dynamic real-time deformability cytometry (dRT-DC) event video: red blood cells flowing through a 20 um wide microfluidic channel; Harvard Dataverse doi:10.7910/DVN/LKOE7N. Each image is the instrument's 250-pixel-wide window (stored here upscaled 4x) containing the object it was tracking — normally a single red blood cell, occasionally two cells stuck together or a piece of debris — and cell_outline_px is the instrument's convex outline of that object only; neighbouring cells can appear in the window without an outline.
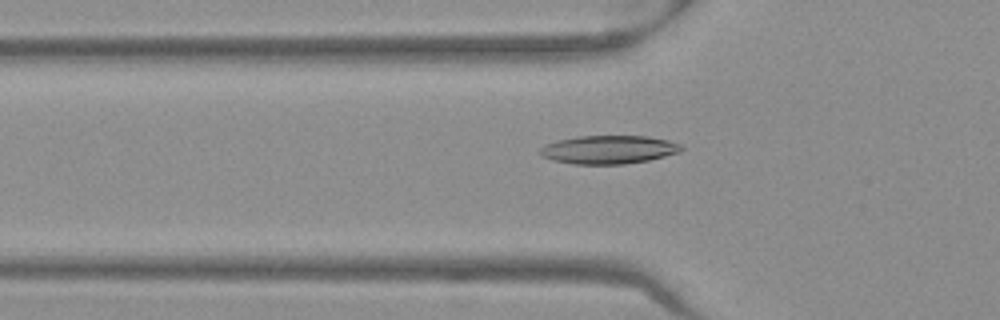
{"species": "Egyptian fruit bat (a non-hibernating species)", "species_latin": "Rousettus aegyptiacus", "temperature_condition": "warm", "stored_images_in_passage": 51, "camera_frame_rate_fps": 3000, "um_per_image_px": 0.085, "frame": {"image": 1, "passage_image": 17, "time_ms": 5.333, "image_size_px": [1000, 320], "cell_outline_px": [[684, 148], [680, 152], [648, 160], [624, 164], [572, 164], [552, 160], [540, 156], [540, 148], [544, 144], [556, 140], [576, 136], [648, 136], [668, 140], [680, 144]], "centroid_in_image_um": [51.7, 12.71], "position_along_channel_um": 74.1, "area_um2": 23.52}}
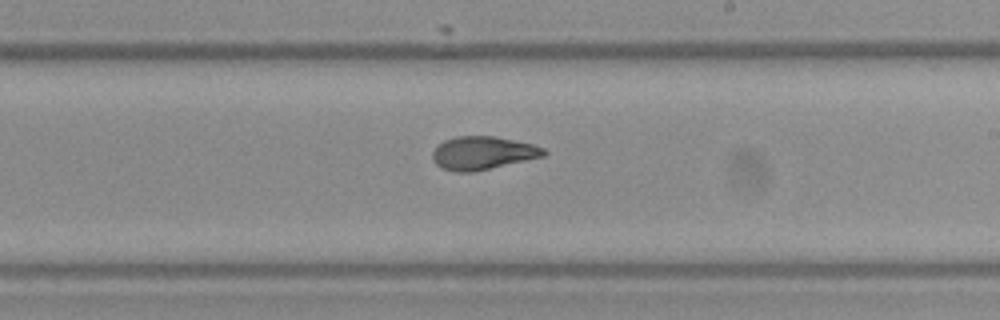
{"frame": {"image": 2, "passage_image": 30, "time_ms": 9.667, "image_size_px": [1000, 320], "cell_outline_px": [[548, 152], [544, 156], [472, 172], [456, 172], [440, 168], [432, 160], [432, 152], [444, 140], [456, 136], [496, 136], [532, 144], [544, 148]], "centroid_in_image_um": [41.01, 13.0], "position_along_channel_um": 248.0, "area_um2": 21.44}}
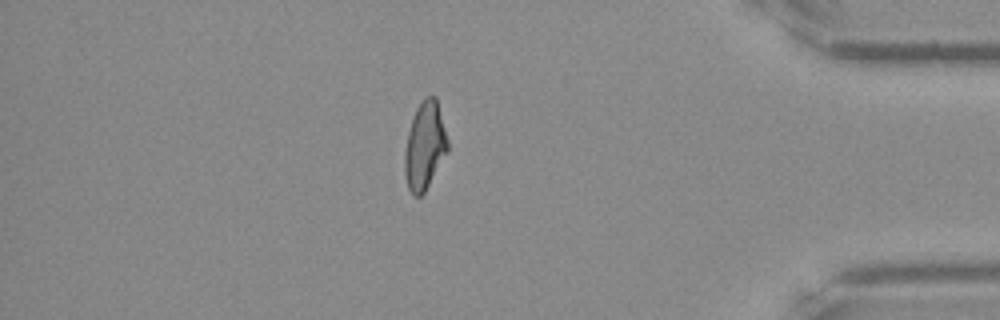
{"frame": {"image": 3, "passage_image": 44, "time_ms": 14.333, "image_size_px": [1000, 320], "cell_outline_px": [[448, 148], [424, 192], [420, 196], [412, 196], [408, 188], [404, 172], [404, 152], [408, 132], [416, 108], [424, 96], [436, 96], [448, 140]], "centroid_in_image_um": [36.08, 12.37], "position_along_channel_um": 399.1, "area_um2": 21.68}, "authors_computed_cell_mechanics": {"area_um2": 22.1952, "velocity_mm_per_s": 3.993, "shape_relaxation_time_tau1_ms": 5.7509, "shape_relaxation_time_tau2_ms": 2.1297, "deformation_change_tau1": 0.1929, "deformation_change_tau2": 0.0821}}